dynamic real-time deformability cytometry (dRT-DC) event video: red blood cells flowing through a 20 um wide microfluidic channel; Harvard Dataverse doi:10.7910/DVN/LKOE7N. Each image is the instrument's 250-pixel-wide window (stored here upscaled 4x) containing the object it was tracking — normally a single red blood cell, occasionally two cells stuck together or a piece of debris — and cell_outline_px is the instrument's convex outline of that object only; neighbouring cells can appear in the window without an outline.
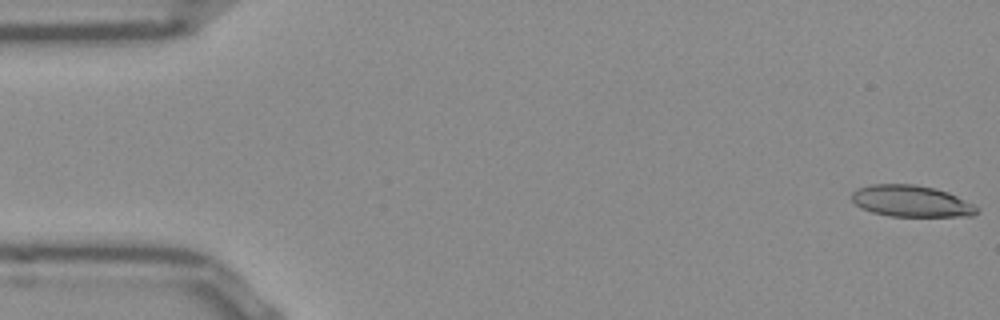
{"species": "Egyptian fruit bat (a non-hibernating species)", "species_latin": "Rousettus aegyptiacus", "temperature_condition": "room temperature", "stored_images_in_passage": 52, "camera_frame_rate_fps": 3000, "um_per_image_px": 0.085, "frame": {"image": 1, "passage_image": 1, "time_ms": 0.0, "image_size_px": [1000, 320], "cell_outline_px": [[980, 212], [972, 216], [888, 216], [872, 212], [860, 208], [852, 200], [852, 192], [860, 188], [872, 184], [916, 184], [948, 192], [980, 208]], "centroid_in_image_um": [77.46, 17.1], "position_along_channel_um": 7.5, "area_um2": 22.89}}
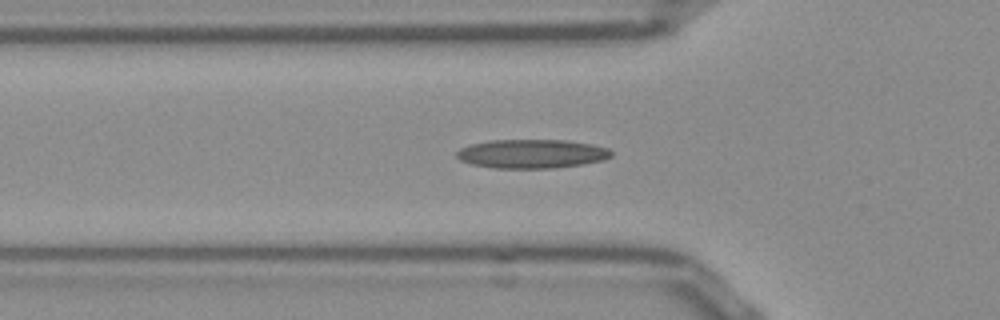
{"frame": {"image": 2, "passage_image": 17, "time_ms": 5.333, "image_size_px": [1000, 320], "cell_outline_px": [[612, 156], [604, 160], [580, 164], [552, 168], [492, 168], [472, 164], [460, 160], [456, 156], [456, 152], [460, 148], [468, 144], [488, 140], [564, 140], [592, 144], [608, 148], [612, 152]], "centroid_in_image_um": [45.16, 13.06], "position_along_channel_um": 80.6, "area_um2": 26.13}}
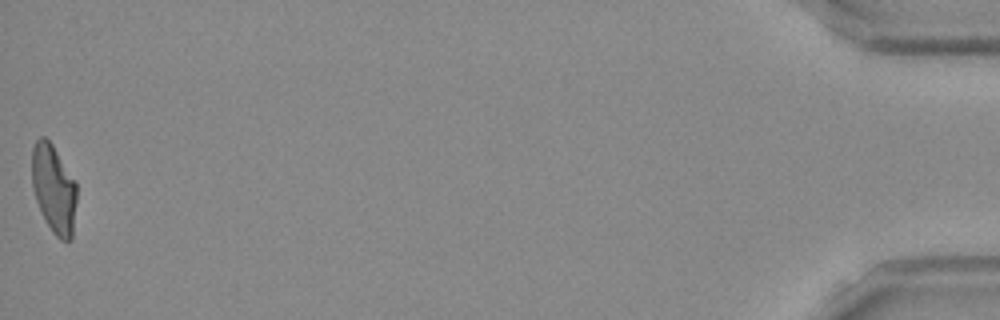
{"frame": {"image": 3, "passage_image": 52, "time_ms": 17.0, "image_size_px": [1000, 320], "cell_outline_px": [[76, 200], [72, 240], [60, 240], [52, 232], [36, 200], [32, 184], [32, 148], [36, 140], [40, 136], [44, 136], [52, 144], [76, 180]], "centroid_in_image_um": [4.58, 16.03], "position_along_channel_um": 430.6, "area_um2": 23.06}, "authors_computed_cell_mechanics": {"area_um2": 23.6113, "velocity_mm_per_s": 3.8776, "shape_relaxation_time_tau1_ms": null, "shape_relaxation_time_tau2_ms": 2.3784, "deformation_change_tau1": null, "deformation_change_tau2": 0.1098}}